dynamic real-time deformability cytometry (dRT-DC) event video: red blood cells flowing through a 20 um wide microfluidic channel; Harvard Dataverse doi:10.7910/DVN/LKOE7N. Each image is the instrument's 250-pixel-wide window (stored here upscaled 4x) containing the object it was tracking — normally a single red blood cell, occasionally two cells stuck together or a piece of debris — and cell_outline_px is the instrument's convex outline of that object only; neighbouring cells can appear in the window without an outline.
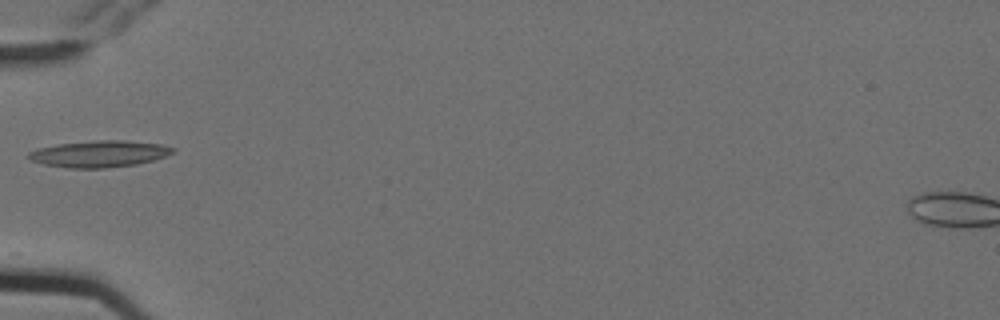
{"species": "Egyptian fruit bat (a non-hibernating species)", "species_latin": "Rousettus aegyptiacus", "temperature_condition": "cold", "stored_images_in_passage": 2, "camera_frame_rate_fps": 3000, "um_per_image_px": 0.085, "animal": {"sex": "female"}, "frame": {"image": 1, "passage_image": 2, "time_ms": 0.333, "image_size_px": [1000, 320], "cell_outline_px": [[176, 152], [152, 160], [136, 164], [104, 168], [68, 168], [44, 164], [28, 160], [24, 156], [28, 152], [36, 148], [60, 144], [96, 140], [124, 140], [160, 144], [176, 148]], "centroid_in_image_um": [8.39, 13.07], "position_along_channel_um": 76.6, "area_um2": 22.43}}